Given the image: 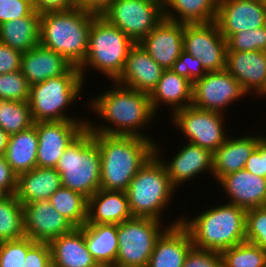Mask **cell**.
<instances>
[{"mask_svg":"<svg viewBox=\"0 0 266 267\" xmlns=\"http://www.w3.org/2000/svg\"><path fill=\"white\" fill-rule=\"evenodd\" d=\"M101 156L100 189L126 191L155 154V142L139 136L93 133Z\"/></svg>","mask_w":266,"mask_h":267,"instance_id":"6da1fadb","label":"cell"},{"mask_svg":"<svg viewBox=\"0 0 266 267\" xmlns=\"http://www.w3.org/2000/svg\"><path fill=\"white\" fill-rule=\"evenodd\" d=\"M114 83L116 87L113 86L102 95L100 94L90 106L102 119L112 123V126L100 125L97 127V125H91L92 122H88L87 128L92 133L139 136L150 139L138 132V129L148 125L152 116L155 115L151 108L149 93L122 86L117 82Z\"/></svg>","mask_w":266,"mask_h":267,"instance_id":"7a4b0ae2","label":"cell"},{"mask_svg":"<svg viewBox=\"0 0 266 267\" xmlns=\"http://www.w3.org/2000/svg\"><path fill=\"white\" fill-rule=\"evenodd\" d=\"M96 16L78 7L40 14V44L79 67L86 57L89 32Z\"/></svg>","mask_w":266,"mask_h":267,"instance_id":"3957f363","label":"cell"},{"mask_svg":"<svg viewBox=\"0 0 266 267\" xmlns=\"http://www.w3.org/2000/svg\"><path fill=\"white\" fill-rule=\"evenodd\" d=\"M246 213L244 208L226 203L207 209L191 220L180 218L195 248L221 253L246 241Z\"/></svg>","mask_w":266,"mask_h":267,"instance_id":"277c9868","label":"cell"},{"mask_svg":"<svg viewBox=\"0 0 266 267\" xmlns=\"http://www.w3.org/2000/svg\"><path fill=\"white\" fill-rule=\"evenodd\" d=\"M55 169L61 175L63 187L87 199L100 189V150L88 128L69 144Z\"/></svg>","mask_w":266,"mask_h":267,"instance_id":"5b68a950","label":"cell"},{"mask_svg":"<svg viewBox=\"0 0 266 267\" xmlns=\"http://www.w3.org/2000/svg\"><path fill=\"white\" fill-rule=\"evenodd\" d=\"M155 143V154L145 163L130 181L126 195L133 217H147L160 220L172 194L176 189Z\"/></svg>","mask_w":266,"mask_h":267,"instance_id":"8992f818","label":"cell"},{"mask_svg":"<svg viewBox=\"0 0 266 267\" xmlns=\"http://www.w3.org/2000/svg\"><path fill=\"white\" fill-rule=\"evenodd\" d=\"M134 44L118 27L97 15L89 32L86 57L78 67L82 79L84 80L85 67L90 66L114 82L123 71L128 53Z\"/></svg>","mask_w":266,"mask_h":267,"instance_id":"52a82bcc","label":"cell"},{"mask_svg":"<svg viewBox=\"0 0 266 267\" xmlns=\"http://www.w3.org/2000/svg\"><path fill=\"white\" fill-rule=\"evenodd\" d=\"M83 82L79 68L72 66L64 75L30 86L28 103L34 122L79 121L64 111L79 97Z\"/></svg>","mask_w":266,"mask_h":267,"instance_id":"ba28073f","label":"cell"},{"mask_svg":"<svg viewBox=\"0 0 266 267\" xmlns=\"http://www.w3.org/2000/svg\"><path fill=\"white\" fill-rule=\"evenodd\" d=\"M160 221L133 217L118 224L119 246L114 267H147L155 242L164 231Z\"/></svg>","mask_w":266,"mask_h":267,"instance_id":"9c48e42d","label":"cell"},{"mask_svg":"<svg viewBox=\"0 0 266 267\" xmlns=\"http://www.w3.org/2000/svg\"><path fill=\"white\" fill-rule=\"evenodd\" d=\"M100 16L134 43H139L165 19L163 0H113Z\"/></svg>","mask_w":266,"mask_h":267,"instance_id":"30bf717a","label":"cell"},{"mask_svg":"<svg viewBox=\"0 0 266 267\" xmlns=\"http://www.w3.org/2000/svg\"><path fill=\"white\" fill-rule=\"evenodd\" d=\"M172 120L189 143L211 150L213 153L225 142L221 113L201 110L192 105L172 112Z\"/></svg>","mask_w":266,"mask_h":267,"instance_id":"8fae6325","label":"cell"},{"mask_svg":"<svg viewBox=\"0 0 266 267\" xmlns=\"http://www.w3.org/2000/svg\"><path fill=\"white\" fill-rule=\"evenodd\" d=\"M183 50L198 57L207 72L225 69L227 40L215 21L184 24Z\"/></svg>","mask_w":266,"mask_h":267,"instance_id":"7c38bea8","label":"cell"},{"mask_svg":"<svg viewBox=\"0 0 266 267\" xmlns=\"http://www.w3.org/2000/svg\"><path fill=\"white\" fill-rule=\"evenodd\" d=\"M247 92L226 70L207 72L193 83L192 106L224 114L223 109Z\"/></svg>","mask_w":266,"mask_h":267,"instance_id":"4fadbf2b","label":"cell"},{"mask_svg":"<svg viewBox=\"0 0 266 267\" xmlns=\"http://www.w3.org/2000/svg\"><path fill=\"white\" fill-rule=\"evenodd\" d=\"M87 121L36 122L37 167L55 168L63 152L86 128Z\"/></svg>","mask_w":266,"mask_h":267,"instance_id":"5bb4252c","label":"cell"},{"mask_svg":"<svg viewBox=\"0 0 266 267\" xmlns=\"http://www.w3.org/2000/svg\"><path fill=\"white\" fill-rule=\"evenodd\" d=\"M215 22L226 40L238 32L266 26V3L254 0H219Z\"/></svg>","mask_w":266,"mask_h":267,"instance_id":"9a60e30c","label":"cell"},{"mask_svg":"<svg viewBox=\"0 0 266 267\" xmlns=\"http://www.w3.org/2000/svg\"><path fill=\"white\" fill-rule=\"evenodd\" d=\"M25 237L34 242L50 243L71 232L75 226L56 211L49 200L23 204Z\"/></svg>","mask_w":266,"mask_h":267,"instance_id":"2e32d148","label":"cell"},{"mask_svg":"<svg viewBox=\"0 0 266 267\" xmlns=\"http://www.w3.org/2000/svg\"><path fill=\"white\" fill-rule=\"evenodd\" d=\"M184 23L162 20L138 44L164 69H171L183 51Z\"/></svg>","mask_w":266,"mask_h":267,"instance_id":"e0dca14e","label":"cell"},{"mask_svg":"<svg viewBox=\"0 0 266 267\" xmlns=\"http://www.w3.org/2000/svg\"><path fill=\"white\" fill-rule=\"evenodd\" d=\"M181 221L179 218L166 226L155 242L147 267H183L193 242Z\"/></svg>","mask_w":266,"mask_h":267,"instance_id":"ac0fdd59","label":"cell"},{"mask_svg":"<svg viewBox=\"0 0 266 267\" xmlns=\"http://www.w3.org/2000/svg\"><path fill=\"white\" fill-rule=\"evenodd\" d=\"M164 70L142 46L135 43L128 53L123 71L114 82L128 88L150 93L158 83Z\"/></svg>","mask_w":266,"mask_h":267,"instance_id":"d6986e66","label":"cell"},{"mask_svg":"<svg viewBox=\"0 0 266 267\" xmlns=\"http://www.w3.org/2000/svg\"><path fill=\"white\" fill-rule=\"evenodd\" d=\"M225 69L249 93L259 94L266 86V52L227 51Z\"/></svg>","mask_w":266,"mask_h":267,"instance_id":"ffe728a7","label":"cell"},{"mask_svg":"<svg viewBox=\"0 0 266 267\" xmlns=\"http://www.w3.org/2000/svg\"><path fill=\"white\" fill-rule=\"evenodd\" d=\"M231 199L227 202L249 210L266 206V178L245 169L229 173L218 181Z\"/></svg>","mask_w":266,"mask_h":267,"instance_id":"44dd1931","label":"cell"},{"mask_svg":"<svg viewBox=\"0 0 266 267\" xmlns=\"http://www.w3.org/2000/svg\"><path fill=\"white\" fill-rule=\"evenodd\" d=\"M71 67L72 64L61 54L41 44L22 53L21 56L20 71L30 86L64 75Z\"/></svg>","mask_w":266,"mask_h":267,"instance_id":"7402d4cb","label":"cell"},{"mask_svg":"<svg viewBox=\"0 0 266 267\" xmlns=\"http://www.w3.org/2000/svg\"><path fill=\"white\" fill-rule=\"evenodd\" d=\"M49 245L52 267H100L88 251L84 225L56 237Z\"/></svg>","mask_w":266,"mask_h":267,"instance_id":"603a6c76","label":"cell"},{"mask_svg":"<svg viewBox=\"0 0 266 267\" xmlns=\"http://www.w3.org/2000/svg\"><path fill=\"white\" fill-rule=\"evenodd\" d=\"M133 218L125 191L101 190L88 198L85 224H120Z\"/></svg>","mask_w":266,"mask_h":267,"instance_id":"cb8c5ba5","label":"cell"},{"mask_svg":"<svg viewBox=\"0 0 266 267\" xmlns=\"http://www.w3.org/2000/svg\"><path fill=\"white\" fill-rule=\"evenodd\" d=\"M170 162V163H168ZM172 185L176 188L182 182L191 180L201 172L213 171V152L201 146L187 143L174 156L173 161H162Z\"/></svg>","mask_w":266,"mask_h":267,"instance_id":"d4e9b609","label":"cell"},{"mask_svg":"<svg viewBox=\"0 0 266 267\" xmlns=\"http://www.w3.org/2000/svg\"><path fill=\"white\" fill-rule=\"evenodd\" d=\"M229 138V139H228ZM259 136L227 137L225 142L213 153L212 175L219 181L223 176L244 169L247 159L256 149Z\"/></svg>","mask_w":266,"mask_h":267,"instance_id":"484cf974","label":"cell"},{"mask_svg":"<svg viewBox=\"0 0 266 267\" xmlns=\"http://www.w3.org/2000/svg\"><path fill=\"white\" fill-rule=\"evenodd\" d=\"M193 84L172 69H165L156 86L149 93L151 108L156 114L159 103L169 105L175 112L192 104Z\"/></svg>","mask_w":266,"mask_h":267,"instance_id":"4316f807","label":"cell"},{"mask_svg":"<svg viewBox=\"0 0 266 267\" xmlns=\"http://www.w3.org/2000/svg\"><path fill=\"white\" fill-rule=\"evenodd\" d=\"M61 186V175L55 168L35 167L18 176L16 196L22 205L49 200Z\"/></svg>","mask_w":266,"mask_h":267,"instance_id":"83f0119b","label":"cell"},{"mask_svg":"<svg viewBox=\"0 0 266 267\" xmlns=\"http://www.w3.org/2000/svg\"><path fill=\"white\" fill-rule=\"evenodd\" d=\"M37 148L36 122L31 128L9 136L4 157L17 176L37 167Z\"/></svg>","mask_w":266,"mask_h":267,"instance_id":"f1b7e54d","label":"cell"},{"mask_svg":"<svg viewBox=\"0 0 266 267\" xmlns=\"http://www.w3.org/2000/svg\"><path fill=\"white\" fill-rule=\"evenodd\" d=\"M84 239L100 267H114L119 246L116 224H85Z\"/></svg>","mask_w":266,"mask_h":267,"instance_id":"f546056e","label":"cell"},{"mask_svg":"<svg viewBox=\"0 0 266 267\" xmlns=\"http://www.w3.org/2000/svg\"><path fill=\"white\" fill-rule=\"evenodd\" d=\"M40 13L35 10L26 17L0 25V42L25 53L40 44Z\"/></svg>","mask_w":266,"mask_h":267,"instance_id":"4dcf8cb0","label":"cell"},{"mask_svg":"<svg viewBox=\"0 0 266 267\" xmlns=\"http://www.w3.org/2000/svg\"><path fill=\"white\" fill-rule=\"evenodd\" d=\"M218 3L219 0H163L164 18L184 24L214 22ZM171 9L177 13L176 17Z\"/></svg>","mask_w":266,"mask_h":267,"instance_id":"1f68e13d","label":"cell"},{"mask_svg":"<svg viewBox=\"0 0 266 267\" xmlns=\"http://www.w3.org/2000/svg\"><path fill=\"white\" fill-rule=\"evenodd\" d=\"M49 201L75 227H82L87 222L88 199L84 195L61 186Z\"/></svg>","mask_w":266,"mask_h":267,"instance_id":"d6a6232c","label":"cell"},{"mask_svg":"<svg viewBox=\"0 0 266 267\" xmlns=\"http://www.w3.org/2000/svg\"><path fill=\"white\" fill-rule=\"evenodd\" d=\"M25 237L23 205L16 194L0 201V242Z\"/></svg>","mask_w":266,"mask_h":267,"instance_id":"836d02e7","label":"cell"},{"mask_svg":"<svg viewBox=\"0 0 266 267\" xmlns=\"http://www.w3.org/2000/svg\"><path fill=\"white\" fill-rule=\"evenodd\" d=\"M28 101L0 100V127L10 136L34 125Z\"/></svg>","mask_w":266,"mask_h":267,"instance_id":"e575fe53","label":"cell"},{"mask_svg":"<svg viewBox=\"0 0 266 267\" xmlns=\"http://www.w3.org/2000/svg\"><path fill=\"white\" fill-rule=\"evenodd\" d=\"M222 267H266V249L244 241L221 252Z\"/></svg>","mask_w":266,"mask_h":267,"instance_id":"d590c367","label":"cell"},{"mask_svg":"<svg viewBox=\"0 0 266 267\" xmlns=\"http://www.w3.org/2000/svg\"><path fill=\"white\" fill-rule=\"evenodd\" d=\"M29 96L30 85L20 70L0 74V100L28 101Z\"/></svg>","mask_w":266,"mask_h":267,"instance_id":"8d00e7d4","label":"cell"},{"mask_svg":"<svg viewBox=\"0 0 266 267\" xmlns=\"http://www.w3.org/2000/svg\"><path fill=\"white\" fill-rule=\"evenodd\" d=\"M266 52V26L233 34L227 40V51Z\"/></svg>","mask_w":266,"mask_h":267,"instance_id":"74e56055","label":"cell"},{"mask_svg":"<svg viewBox=\"0 0 266 267\" xmlns=\"http://www.w3.org/2000/svg\"><path fill=\"white\" fill-rule=\"evenodd\" d=\"M34 243L28 237L0 242V267H22L27 251Z\"/></svg>","mask_w":266,"mask_h":267,"instance_id":"f35d334b","label":"cell"},{"mask_svg":"<svg viewBox=\"0 0 266 267\" xmlns=\"http://www.w3.org/2000/svg\"><path fill=\"white\" fill-rule=\"evenodd\" d=\"M246 241L266 249V206L247 210Z\"/></svg>","mask_w":266,"mask_h":267,"instance_id":"ab89813d","label":"cell"},{"mask_svg":"<svg viewBox=\"0 0 266 267\" xmlns=\"http://www.w3.org/2000/svg\"><path fill=\"white\" fill-rule=\"evenodd\" d=\"M171 69L179 76L188 79L192 84L207 73L200 59L184 50Z\"/></svg>","mask_w":266,"mask_h":267,"instance_id":"60d3db41","label":"cell"},{"mask_svg":"<svg viewBox=\"0 0 266 267\" xmlns=\"http://www.w3.org/2000/svg\"><path fill=\"white\" fill-rule=\"evenodd\" d=\"M33 11V5L26 0H0V25L29 16Z\"/></svg>","mask_w":266,"mask_h":267,"instance_id":"b9f144b4","label":"cell"},{"mask_svg":"<svg viewBox=\"0 0 266 267\" xmlns=\"http://www.w3.org/2000/svg\"><path fill=\"white\" fill-rule=\"evenodd\" d=\"M183 267H222L221 253L193 246L185 258Z\"/></svg>","mask_w":266,"mask_h":267,"instance_id":"7bdbcfd3","label":"cell"},{"mask_svg":"<svg viewBox=\"0 0 266 267\" xmlns=\"http://www.w3.org/2000/svg\"><path fill=\"white\" fill-rule=\"evenodd\" d=\"M22 267H52L49 243L35 242L28 249Z\"/></svg>","mask_w":266,"mask_h":267,"instance_id":"ee69618b","label":"cell"},{"mask_svg":"<svg viewBox=\"0 0 266 267\" xmlns=\"http://www.w3.org/2000/svg\"><path fill=\"white\" fill-rule=\"evenodd\" d=\"M244 169L255 176L266 178V136L247 159Z\"/></svg>","mask_w":266,"mask_h":267,"instance_id":"f6af8a7d","label":"cell"},{"mask_svg":"<svg viewBox=\"0 0 266 267\" xmlns=\"http://www.w3.org/2000/svg\"><path fill=\"white\" fill-rule=\"evenodd\" d=\"M22 53L0 42V74L20 70Z\"/></svg>","mask_w":266,"mask_h":267,"instance_id":"bcb514c9","label":"cell"},{"mask_svg":"<svg viewBox=\"0 0 266 267\" xmlns=\"http://www.w3.org/2000/svg\"><path fill=\"white\" fill-rule=\"evenodd\" d=\"M18 176L13 172L4 156H0V188L8 195L16 194Z\"/></svg>","mask_w":266,"mask_h":267,"instance_id":"7dc6e473","label":"cell"},{"mask_svg":"<svg viewBox=\"0 0 266 267\" xmlns=\"http://www.w3.org/2000/svg\"><path fill=\"white\" fill-rule=\"evenodd\" d=\"M76 7V0H34L33 8L36 12L67 11Z\"/></svg>","mask_w":266,"mask_h":267,"instance_id":"c3c4849f","label":"cell"},{"mask_svg":"<svg viewBox=\"0 0 266 267\" xmlns=\"http://www.w3.org/2000/svg\"><path fill=\"white\" fill-rule=\"evenodd\" d=\"M113 0H76V7L100 15Z\"/></svg>","mask_w":266,"mask_h":267,"instance_id":"681fc988","label":"cell"},{"mask_svg":"<svg viewBox=\"0 0 266 267\" xmlns=\"http://www.w3.org/2000/svg\"><path fill=\"white\" fill-rule=\"evenodd\" d=\"M9 135L0 127V156L5 155Z\"/></svg>","mask_w":266,"mask_h":267,"instance_id":"f907efd6","label":"cell"},{"mask_svg":"<svg viewBox=\"0 0 266 267\" xmlns=\"http://www.w3.org/2000/svg\"><path fill=\"white\" fill-rule=\"evenodd\" d=\"M8 194L0 188V201H2L4 198H6Z\"/></svg>","mask_w":266,"mask_h":267,"instance_id":"816d5d0a","label":"cell"},{"mask_svg":"<svg viewBox=\"0 0 266 267\" xmlns=\"http://www.w3.org/2000/svg\"><path fill=\"white\" fill-rule=\"evenodd\" d=\"M262 96L264 95V97H265V95H266V86H265V89L260 93Z\"/></svg>","mask_w":266,"mask_h":267,"instance_id":"f5cc1de1","label":"cell"},{"mask_svg":"<svg viewBox=\"0 0 266 267\" xmlns=\"http://www.w3.org/2000/svg\"><path fill=\"white\" fill-rule=\"evenodd\" d=\"M254 1H259V2L266 3V0H254Z\"/></svg>","mask_w":266,"mask_h":267,"instance_id":"db71d44e","label":"cell"},{"mask_svg":"<svg viewBox=\"0 0 266 267\" xmlns=\"http://www.w3.org/2000/svg\"><path fill=\"white\" fill-rule=\"evenodd\" d=\"M26 1L30 2L32 5L34 3V0H26Z\"/></svg>","mask_w":266,"mask_h":267,"instance_id":"11a10c76","label":"cell"}]
</instances>
